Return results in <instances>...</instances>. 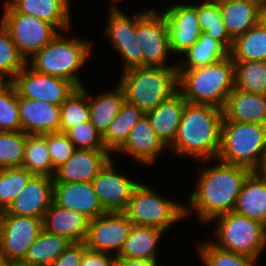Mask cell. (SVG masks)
<instances>
[{
	"instance_id": "1",
	"label": "cell",
	"mask_w": 266,
	"mask_h": 266,
	"mask_svg": "<svg viewBox=\"0 0 266 266\" xmlns=\"http://www.w3.org/2000/svg\"><path fill=\"white\" fill-rule=\"evenodd\" d=\"M221 163L204 167L198 186L190 196V205L184 206V216L193 209L203 222L234 210L244 180L251 173L249 168Z\"/></svg>"
},
{
	"instance_id": "2",
	"label": "cell",
	"mask_w": 266,
	"mask_h": 266,
	"mask_svg": "<svg viewBox=\"0 0 266 266\" xmlns=\"http://www.w3.org/2000/svg\"><path fill=\"white\" fill-rule=\"evenodd\" d=\"M222 122V109L186 102L176 139L169 148L207 163V160L217 158Z\"/></svg>"
},
{
	"instance_id": "3",
	"label": "cell",
	"mask_w": 266,
	"mask_h": 266,
	"mask_svg": "<svg viewBox=\"0 0 266 266\" xmlns=\"http://www.w3.org/2000/svg\"><path fill=\"white\" fill-rule=\"evenodd\" d=\"M231 56L208 66L178 70V90L189 103L207 104L223 109L235 87Z\"/></svg>"
},
{
	"instance_id": "4",
	"label": "cell",
	"mask_w": 266,
	"mask_h": 266,
	"mask_svg": "<svg viewBox=\"0 0 266 266\" xmlns=\"http://www.w3.org/2000/svg\"><path fill=\"white\" fill-rule=\"evenodd\" d=\"M119 86L125 101L147 113L178 92L177 67H133L123 70Z\"/></svg>"
},
{
	"instance_id": "5",
	"label": "cell",
	"mask_w": 266,
	"mask_h": 266,
	"mask_svg": "<svg viewBox=\"0 0 266 266\" xmlns=\"http://www.w3.org/2000/svg\"><path fill=\"white\" fill-rule=\"evenodd\" d=\"M92 43L79 39H65L58 33L32 58L35 71L60 77L72 82L77 88L83 84L76 74L90 55Z\"/></svg>"
},
{
	"instance_id": "6",
	"label": "cell",
	"mask_w": 266,
	"mask_h": 266,
	"mask_svg": "<svg viewBox=\"0 0 266 266\" xmlns=\"http://www.w3.org/2000/svg\"><path fill=\"white\" fill-rule=\"evenodd\" d=\"M265 149V124L223 120L217 160L252 170Z\"/></svg>"
},
{
	"instance_id": "7",
	"label": "cell",
	"mask_w": 266,
	"mask_h": 266,
	"mask_svg": "<svg viewBox=\"0 0 266 266\" xmlns=\"http://www.w3.org/2000/svg\"><path fill=\"white\" fill-rule=\"evenodd\" d=\"M218 221L216 225V238L214 245L221 249L259 258L266 246V226L247 216L231 211L216 216L211 221Z\"/></svg>"
},
{
	"instance_id": "8",
	"label": "cell",
	"mask_w": 266,
	"mask_h": 266,
	"mask_svg": "<svg viewBox=\"0 0 266 266\" xmlns=\"http://www.w3.org/2000/svg\"><path fill=\"white\" fill-rule=\"evenodd\" d=\"M123 213L133 225L155 227L165 231L184 218V205L165 199L150 187L139 183Z\"/></svg>"
},
{
	"instance_id": "9",
	"label": "cell",
	"mask_w": 266,
	"mask_h": 266,
	"mask_svg": "<svg viewBox=\"0 0 266 266\" xmlns=\"http://www.w3.org/2000/svg\"><path fill=\"white\" fill-rule=\"evenodd\" d=\"M136 15L135 33L143 53V67H177L176 63L172 66L165 64L171 50L163 14L149 9Z\"/></svg>"
},
{
	"instance_id": "10",
	"label": "cell",
	"mask_w": 266,
	"mask_h": 266,
	"mask_svg": "<svg viewBox=\"0 0 266 266\" xmlns=\"http://www.w3.org/2000/svg\"><path fill=\"white\" fill-rule=\"evenodd\" d=\"M2 20L26 62L29 61V55L34 56L58 34V30L51 23L33 15L3 13Z\"/></svg>"
},
{
	"instance_id": "11",
	"label": "cell",
	"mask_w": 266,
	"mask_h": 266,
	"mask_svg": "<svg viewBox=\"0 0 266 266\" xmlns=\"http://www.w3.org/2000/svg\"><path fill=\"white\" fill-rule=\"evenodd\" d=\"M43 229V219L0 213V253L11 263L23 261Z\"/></svg>"
},
{
	"instance_id": "12",
	"label": "cell",
	"mask_w": 266,
	"mask_h": 266,
	"mask_svg": "<svg viewBox=\"0 0 266 266\" xmlns=\"http://www.w3.org/2000/svg\"><path fill=\"white\" fill-rule=\"evenodd\" d=\"M12 84L18 92V97L42 100L57 106H61L77 88L66 79L35 71L28 63L12 79Z\"/></svg>"
},
{
	"instance_id": "13",
	"label": "cell",
	"mask_w": 266,
	"mask_h": 266,
	"mask_svg": "<svg viewBox=\"0 0 266 266\" xmlns=\"http://www.w3.org/2000/svg\"><path fill=\"white\" fill-rule=\"evenodd\" d=\"M133 224L123 212H105L89 220L86 248L118 256ZM111 250V251H110Z\"/></svg>"
},
{
	"instance_id": "14",
	"label": "cell",
	"mask_w": 266,
	"mask_h": 266,
	"mask_svg": "<svg viewBox=\"0 0 266 266\" xmlns=\"http://www.w3.org/2000/svg\"><path fill=\"white\" fill-rule=\"evenodd\" d=\"M168 27L170 50L183 55L201 35L197 4H174L162 13Z\"/></svg>"
},
{
	"instance_id": "15",
	"label": "cell",
	"mask_w": 266,
	"mask_h": 266,
	"mask_svg": "<svg viewBox=\"0 0 266 266\" xmlns=\"http://www.w3.org/2000/svg\"><path fill=\"white\" fill-rule=\"evenodd\" d=\"M109 14L105 32L125 62L123 70L143 67V53L135 33L136 15L128 18L115 4Z\"/></svg>"
},
{
	"instance_id": "16",
	"label": "cell",
	"mask_w": 266,
	"mask_h": 266,
	"mask_svg": "<svg viewBox=\"0 0 266 266\" xmlns=\"http://www.w3.org/2000/svg\"><path fill=\"white\" fill-rule=\"evenodd\" d=\"M114 167L111 159L91 182L105 212H123L139 184L118 174Z\"/></svg>"
},
{
	"instance_id": "17",
	"label": "cell",
	"mask_w": 266,
	"mask_h": 266,
	"mask_svg": "<svg viewBox=\"0 0 266 266\" xmlns=\"http://www.w3.org/2000/svg\"><path fill=\"white\" fill-rule=\"evenodd\" d=\"M54 179L33 175L6 212L16 216L44 218L53 203Z\"/></svg>"
},
{
	"instance_id": "18",
	"label": "cell",
	"mask_w": 266,
	"mask_h": 266,
	"mask_svg": "<svg viewBox=\"0 0 266 266\" xmlns=\"http://www.w3.org/2000/svg\"><path fill=\"white\" fill-rule=\"evenodd\" d=\"M53 202L89 220L105 213L91 182H54Z\"/></svg>"
},
{
	"instance_id": "19",
	"label": "cell",
	"mask_w": 266,
	"mask_h": 266,
	"mask_svg": "<svg viewBox=\"0 0 266 266\" xmlns=\"http://www.w3.org/2000/svg\"><path fill=\"white\" fill-rule=\"evenodd\" d=\"M111 160L108 150L76 149L54 174V182H92Z\"/></svg>"
},
{
	"instance_id": "20",
	"label": "cell",
	"mask_w": 266,
	"mask_h": 266,
	"mask_svg": "<svg viewBox=\"0 0 266 266\" xmlns=\"http://www.w3.org/2000/svg\"><path fill=\"white\" fill-rule=\"evenodd\" d=\"M19 114L21 131L26 134L59 132L60 106L42 100L19 97Z\"/></svg>"
},
{
	"instance_id": "21",
	"label": "cell",
	"mask_w": 266,
	"mask_h": 266,
	"mask_svg": "<svg viewBox=\"0 0 266 266\" xmlns=\"http://www.w3.org/2000/svg\"><path fill=\"white\" fill-rule=\"evenodd\" d=\"M69 5V0H10L5 4L4 13L33 15L62 31L70 26Z\"/></svg>"
},
{
	"instance_id": "22",
	"label": "cell",
	"mask_w": 266,
	"mask_h": 266,
	"mask_svg": "<svg viewBox=\"0 0 266 266\" xmlns=\"http://www.w3.org/2000/svg\"><path fill=\"white\" fill-rule=\"evenodd\" d=\"M89 219L83 214L56 205L54 202L45 212L43 229L65 237L71 243L84 242L88 232Z\"/></svg>"
},
{
	"instance_id": "23",
	"label": "cell",
	"mask_w": 266,
	"mask_h": 266,
	"mask_svg": "<svg viewBox=\"0 0 266 266\" xmlns=\"http://www.w3.org/2000/svg\"><path fill=\"white\" fill-rule=\"evenodd\" d=\"M222 111L223 120L266 125V95L249 93L234 87Z\"/></svg>"
},
{
	"instance_id": "24",
	"label": "cell",
	"mask_w": 266,
	"mask_h": 266,
	"mask_svg": "<svg viewBox=\"0 0 266 266\" xmlns=\"http://www.w3.org/2000/svg\"><path fill=\"white\" fill-rule=\"evenodd\" d=\"M186 102L178 91L155 109L145 113L158 138L166 147H170L176 139Z\"/></svg>"
},
{
	"instance_id": "25",
	"label": "cell",
	"mask_w": 266,
	"mask_h": 266,
	"mask_svg": "<svg viewBox=\"0 0 266 266\" xmlns=\"http://www.w3.org/2000/svg\"><path fill=\"white\" fill-rule=\"evenodd\" d=\"M229 36L234 40L260 23L263 0H217Z\"/></svg>"
},
{
	"instance_id": "26",
	"label": "cell",
	"mask_w": 266,
	"mask_h": 266,
	"mask_svg": "<svg viewBox=\"0 0 266 266\" xmlns=\"http://www.w3.org/2000/svg\"><path fill=\"white\" fill-rule=\"evenodd\" d=\"M165 145L158 138L155 130L146 115L142 116L132 128L126 142L117 152H126L132 155L138 162L153 163L156 156L165 149Z\"/></svg>"
},
{
	"instance_id": "27",
	"label": "cell",
	"mask_w": 266,
	"mask_h": 266,
	"mask_svg": "<svg viewBox=\"0 0 266 266\" xmlns=\"http://www.w3.org/2000/svg\"><path fill=\"white\" fill-rule=\"evenodd\" d=\"M233 211L266 226V181L251 172L243 182Z\"/></svg>"
},
{
	"instance_id": "28",
	"label": "cell",
	"mask_w": 266,
	"mask_h": 266,
	"mask_svg": "<svg viewBox=\"0 0 266 266\" xmlns=\"http://www.w3.org/2000/svg\"><path fill=\"white\" fill-rule=\"evenodd\" d=\"M164 231L155 227L133 225L116 257L157 260V243Z\"/></svg>"
},
{
	"instance_id": "29",
	"label": "cell",
	"mask_w": 266,
	"mask_h": 266,
	"mask_svg": "<svg viewBox=\"0 0 266 266\" xmlns=\"http://www.w3.org/2000/svg\"><path fill=\"white\" fill-rule=\"evenodd\" d=\"M89 97L88 94L90 122L103 135L125 102L124 92L117 85L113 91L103 92L94 99Z\"/></svg>"
},
{
	"instance_id": "30",
	"label": "cell",
	"mask_w": 266,
	"mask_h": 266,
	"mask_svg": "<svg viewBox=\"0 0 266 266\" xmlns=\"http://www.w3.org/2000/svg\"><path fill=\"white\" fill-rule=\"evenodd\" d=\"M183 54L187 61L177 63V70H190L214 64L228 57L229 50L220 41L201 32L198 41Z\"/></svg>"
},
{
	"instance_id": "31",
	"label": "cell",
	"mask_w": 266,
	"mask_h": 266,
	"mask_svg": "<svg viewBox=\"0 0 266 266\" xmlns=\"http://www.w3.org/2000/svg\"><path fill=\"white\" fill-rule=\"evenodd\" d=\"M145 113L136 105L124 102L115 119L109 124L102 135L106 149L117 151L127 140L132 128Z\"/></svg>"
},
{
	"instance_id": "32",
	"label": "cell",
	"mask_w": 266,
	"mask_h": 266,
	"mask_svg": "<svg viewBox=\"0 0 266 266\" xmlns=\"http://www.w3.org/2000/svg\"><path fill=\"white\" fill-rule=\"evenodd\" d=\"M229 55L233 61H266V28L259 23L236 37Z\"/></svg>"
},
{
	"instance_id": "33",
	"label": "cell",
	"mask_w": 266,
	"mask_h": 266,
	"mask_svg": "<svg viewBox=\"0 0 266 266\" xmlns=\"http://www.w3.org/2000/svg\"><path fill=\"white\" fill-rule=\"evenodd\" d=\"M70 243L65 237L42 229L29 246L23 262L38 266H50Z\"/></svg>"
},
{
	"instance_id": "34",
	"label": "cell",
	"mask_w": 266,
	"mask_h": 266,
	"mask_svg": "<svg viewBox=\"0 0 266 266\" xmlns=\"http://www.w3.org/2000/svg\"><path fill=\"white\" fill-rule=\"evenodd\" d=\"M22 167L33 175L54 178L55 173L47 147V133L28 134L26 136Z\"/></svg>"
},
{
	"instance_id": "35",
	"label": "cell",
	"mask_w": 266,
	"mask_h": 266,
	"mask_svg": "<svg viewBox=\"0 0 266 266\" xmlns=\"http://www.w3.org/2000/svg\"><path fill=\"white\" fill-rule=\"evenodd\" d=\"M197 17L201 31L205 35L220 41L230 51L233 39L226 30L219 2L217 0H207L197 4Z\"/></svg>"
},
{
	"instance_id": "36",
	"label": "cell",
	"mask_w": 266,
	"mask_h": 266,
	"mask_svg": "<svg viewBox=\"0 0 266 266\" xmlns=\"http://www.w3.org/2000/svg\"><path fill=\"white\" fill-rule=\"evenodd\" d=\"M235 87L266 95V61H234Z\"/></svg>"
},
{
	"instance_id": "37",
	"label": "cell",
	"mask_w": 266,
	"mask_h": 266,
	"mask_svg": "<svg viewBox=\"0 0 266 266\" xmlns=\"http://www.w3.org/2000/svg\"><path fill=\"white\" fill-rule=\"evenodd\" d=\"M84 86L76 88L61 104L59 132L66 133L77 124L90 121L88 93Z\"/></svg>"
},
{
	"instance_id": "38",
	"label": "cell",
	"mask_w": 266,
	"mask_h": 266,
	"mask_svg": "<svg viewBox=\"0 0 266 266\" xmlns=\"http://www.w3.org/2000/svg\"><path fill=\"white\" fill-rule=\"evenodd\" d=\"M32 176L22 166L0 169V213L8 209Z\"/></svg>"
},
{
	"instance_id": "39",
	"label": "cell",
	"mask_w": 266,
	"mask_h": 266,
	"mask_svg": "<svg viewBox=\"0 0 266 266\" xmlns=\"http://www.w3.org/2000/svg\"><path fill=\"white\" fill-rule=\"evenodd\" d=\"M27 135L23 131H0V169L22 166Z\"/></svg>"
},
{
	"instance_id": "40",
	"label": "cell",
	"mask_w": 266,
	"mask_h": 266,
	"mask_svg": "<svg viewBox=\"0 0 266 266\" xmlns=\"http://www.w3.org/2000/svg\"><path fill=\"white\" fill-rule=\"evenodd\" d=\"M200 257L205 266H255L257 259L224 250L212 242L199 245Z\"/></svg>"
},
{
	"instance_id": "41",
	"label": "cell",
	"mask_w": 266,
	"mask_h": 266,
	"mask_svg": "<svg viewBox=\"0 0 266 266\" xmlns=\"http://www.w3.org/2000/svg\"><path fill=\"white\" fill-rule=\"evenodd\" d=\"M29 63L19 54L3 20L0 21V70L12 80Z\"/></svg>"
},
{
	"instance_id": "42",
	"label": "cell",
	"mask_w": 266,
	"mask_h": 266,
	"mask_svg": "<svg viewBox=\"0 0 266 266\" xmlns=\"http://www.w3.org/2000/svg\"><path fill=\"white\" fill-rule=\"evenodd\" d=\"M0 131H21L19 97L13 84L0 90Z\"/></svg>"
},
{
	"instance_id": "43",
	"label": "cell",
	"mask_w": 266,
	"mask_h": 266,
	"mask_svg": "<svg viewBox=\"0 0 266 266\" xmlns=\"http://www.w3.org/2000/svg\"><path fill=\"white\" fill-rule=\"evenodd\" d=\"M76 149L107 150L102 134L90 122H83L70 128L66 133Z\"/></svg>"
},
{
	"instance_id": "44",
	"label": "cell",
	"mask_w": 266,
	"mask_h": 266,
	"mask_svg": "<svg viewBox=\"0 0 266 266\" xmlns=\"http://www.w3.org/2000/svg\"><path fill=\"white\" fill-rule=\"evenodd\" d=\"M47 147L51 156L54 173L76 151V147L68 139V136L61 132L47 133Z\"/></svg>"
},
{
	"instance_id": "45",
	"label": "cell",
	"mask_w": 266,
	"mask_h": 266,
	"mask_svg": "<svg viewBox=\"0 0 266 266\" xmlns=\"http://www.w3.org/2000/svg\"><path fill=\"white\" fill-rule=\"evenodd\" d=\"M85 242L70 243L50 266H80Z\"/></svg>"
},
{
	"instance_id": "46",
	"label": "cell",
	"mask_w": 266,
	"mask_h": 266,
	"mask_svg": "<svg viewBox=\"0 0 266 266\" xmlns=\"http://www.w3.org/2000/svg\"><path fill=\"white\" fill-rule=\"evenodd\" d=\"M116 256L109 253L86 249L82 254L80 266H115Z\"/></svg>"
},
{
	"instance_id": "47",
	"label": "cell",
	"mask_w": 266,
	"mask_h": 266,
	"mask_svg": "<svg viewBox=\"0 0 266 266\" xmlns=\"http://www.w3.org/2000/svg\"><path fill=\"white\" fill-rule=\"evenodd\" d=\"M157 260L116 257L115 266H158Z\"/></svg>"
},
{
	"instance_id": "48",
	"label": "cell",
	"mask_w": 266,
	"mask_h": 266,
	"mask_svg": "<svg viewBox=\"0 0 266 266\" xmlns=\"http://www.w3.org/2000/svg\"><path fill=\"white\" fill-rule=\"evenodd\" d=\"M251 172L259 179L266 181V149L260 156L256 166Z\"/></svg>"
},
{
	"instance_id": "49",
	"label": "cell",
	"mask_w": 266,
	"mask_h": 266,
	"mask_svg": "<svg viewBox=\"0 0 266 266\" xmlns=\"http://www.w3.org/2000/svg\"><path fill=\"white\" fill-rule=\"evenodd\" d=\"M4 76H8L2 70H0V90L7 88L10 84H12V80H5Z\"/></svg>"
},
{
	"instance_id": "50",
	"label": "cell",
	"mask_w": 266,
	"mask_h": 266,
	"mask_svg": "<svg viewBox=\"0 0 266 266\" xmlns=\"http://www.w3.org/2000/svg\"><path fill=\"white\" fill-rule=\"evenodd\" d=\"M260 23L266 28V1H263L261 5Z\"/></svg>"
},
{
	"instance_id": "51",
	"label": "cell",
	"mask_w": 266,
	"mask_h": 266,
	"mask_svg": "<svg viewBox=\"0 0 266 266\" xmlns=\"http://www.w3.org/2000/svg\"><path fill=\"white\" fill-rule=\"evenodd\" d=\"M9 266H38V265L28 264L23 261H17V262H11Z\"/></svg>"
},
{
	"instance_id": "52",
	"label": "cell",
	"mask_w": 266,
	"mask_h": 266,
	"mask_svg": "<svg viewBox=\"0 0 266 266\" xmlns=\"http://www.w3.org/2000/svg\"><path fill=\"white\" fill-rule=\"evenodd\" d=\"M10 262L0 253V266H9Z\"/></svg>"
}]
</instances>
